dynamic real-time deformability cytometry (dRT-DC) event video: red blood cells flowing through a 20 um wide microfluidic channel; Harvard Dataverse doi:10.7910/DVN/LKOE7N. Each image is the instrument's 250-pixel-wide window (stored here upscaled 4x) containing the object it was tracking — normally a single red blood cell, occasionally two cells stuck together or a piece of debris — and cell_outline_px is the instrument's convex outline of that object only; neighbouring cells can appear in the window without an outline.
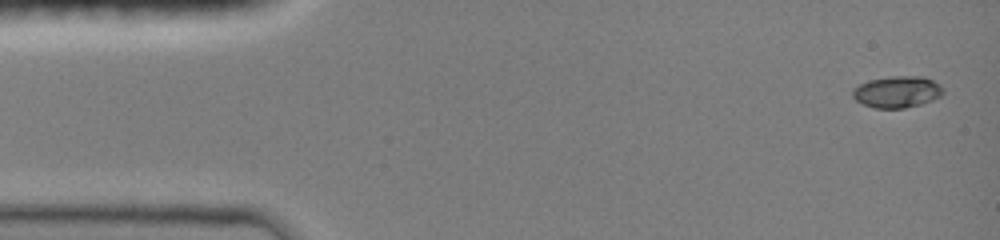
{"species": "common noctule bat (a hibernating species)", "species_latin": "Nyctalus noctula", "temperature_condition": "room temperature", "stored_images_in_passage": 31, "camera_frame_rate_fps": 3000, "um_per_image_px": 0.085, "animal": {"sex": "female", "body_mass_g": 19.0, "forearm_length_mm": 51.5}, "frame": {"image": 1, "passage_image": 1, "time_ms": 0.0, "image_size_px": [1000, 240], "cell_outline_px": [[944, 92], [940, 96], [932, 100], [920, 104], [904, 108], [872, 108], [856, 100], [852, 96], [852, 88], [868, 80], [888, 76], [924, 76], [940, 84]], "centroid_in_image_um": [76.24, 7.8], "position_along_channel_um": 8.8, "area_um2": 16.76}}
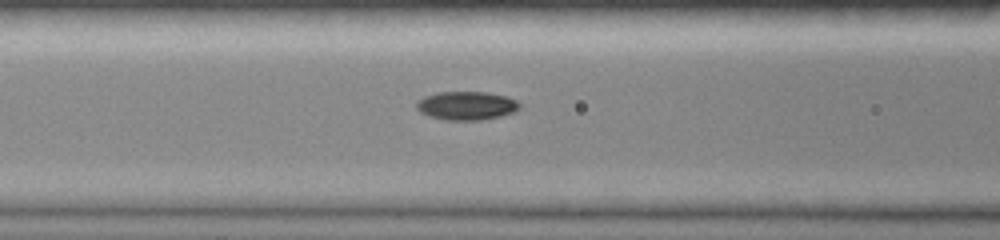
{"frame": {"image": 2, "passage_image": 18, "time_ms": 5.667, "image_size_px": [1000, 240], "cell_outline_px": [[520, 108], [512, 112], [500, 116], [484, 120], [444, 120], [428, 116], [420, 112], [416, 108], [416, 100], [424, 96], [436, 92], [488, 92], [508, 96], [516, 100], [520, 104]], "centroid_in_image_um": [39.62, 8.98], "position_along_channel_um": 127.0, "area_um2": 17.4}}
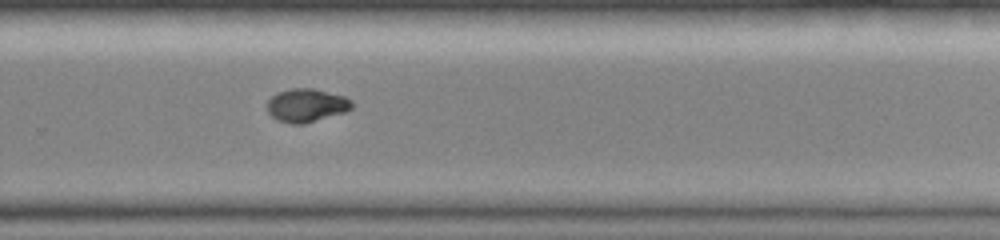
{"frame": {"image": 3, "passage_image": 31, "time_ms": 10.0, "image_size_px": [1000, 240], "cell_outline_px": [[356, 104], [352, 108], [344, 112], [304, 124], [292, 124], [276, 120], [268, 112], [268, 100], [276, 92], [292, 88], [312, 88], [344, 96], [352, 100]], "centroid_in_image_um": [26.06, 8.95], "position_along_channel_um": 303.7, "area_um2": 16.53}}